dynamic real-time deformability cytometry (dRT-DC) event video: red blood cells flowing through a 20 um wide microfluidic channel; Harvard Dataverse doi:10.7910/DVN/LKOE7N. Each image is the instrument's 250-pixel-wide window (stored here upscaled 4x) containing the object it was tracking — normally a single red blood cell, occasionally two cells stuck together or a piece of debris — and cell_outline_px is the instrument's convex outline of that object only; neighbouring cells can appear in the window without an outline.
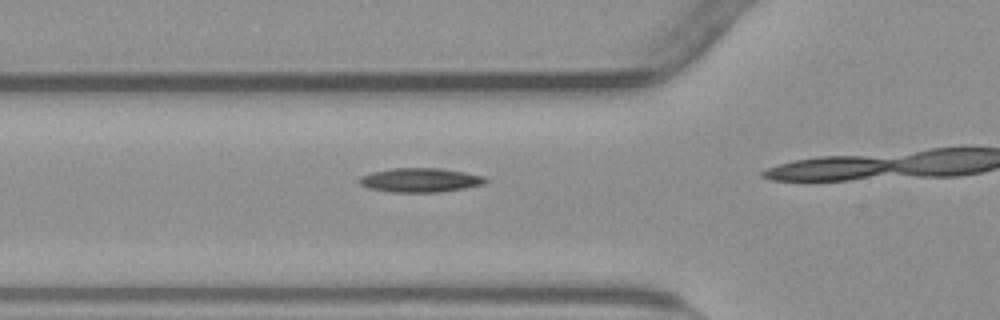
{"species": "common noctule bat (a hibernating species)", "species_latin": "Nyctalus noctula", "temperature_condition": "warm", "stored_images_in_passage": 18, "camera_frame_rate_fps": 3000, "um_per_image_px": 0.085, "animal": {"sex": "male", "body_mass_g": 23.1, "forearm_length_mm": 52.7}, "frame": {"image": 1, "passage_image": 14, "time_ms": 4.333, "image_size_px": [1000, 320], "cell_outline_px": [[488, 180], [484, 184], [464, 188], [440, 192], [392, 192], [368, 188], [360, 184], [360, 176], [372, 172], [392, 168], [436, 168], [464, 172], [484, 176]], "centroid_in_image_um": [35.72, 15.31], "position_along_channel_um": 90.1, "area_um2": 17.63}}